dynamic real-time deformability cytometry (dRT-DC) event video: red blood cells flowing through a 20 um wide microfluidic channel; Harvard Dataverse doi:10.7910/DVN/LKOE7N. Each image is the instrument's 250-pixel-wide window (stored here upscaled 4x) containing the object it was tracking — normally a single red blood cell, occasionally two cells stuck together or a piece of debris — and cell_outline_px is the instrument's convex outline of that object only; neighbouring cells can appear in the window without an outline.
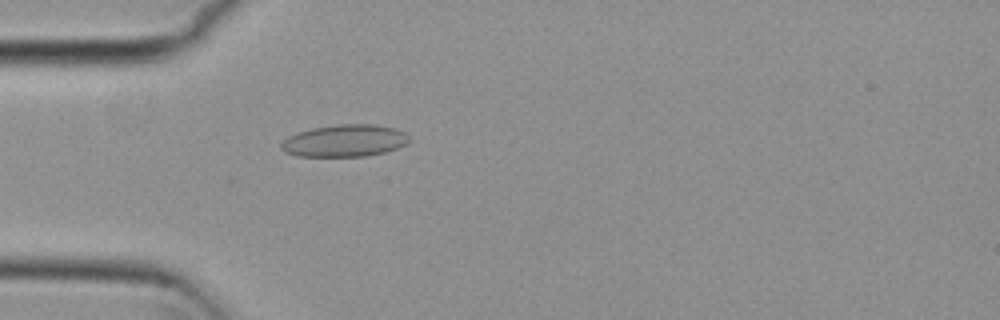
{"species": "common noctule bat (a hibernating species)", "species_latin": "Nyctalus noctula", "temperature_condition": "cold", "stored_images_in_passage": 46, "camera_frame_rate_fps": 3000, "um_per_image_px": 0.085, "animal": {"sex": "female", "body_mass_g": 29.2, "forearm_length_mm": 56.3}, "frame": {"image": 1, "passage_image": 11, "time_ms": 3.333, "image_size_px": [1000, 320], "cell_outline_px": [[412, 140], [408, 144], [384, 152], [368, 156], [296, 156], [284, 152], [280, 148], [280, 144], [288, 136], [312, 128], [336, 124], [376, 124], [396, 128], [404, 132]], "centroid_in_image_um": [29.32, 11.96], "position_along_channel_um": 55.7, "area_um2": 24.16}}
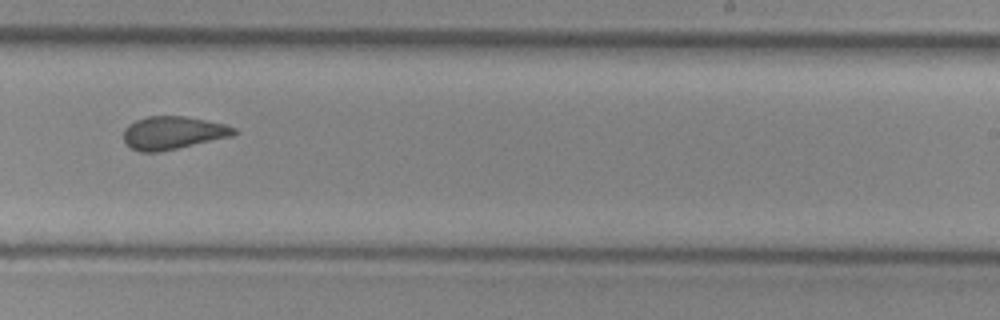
{"frame": {"image": 2, "passage_image": 29, "time_ms": 9.333, "image_size_px": [1000, 320], "cell_outline_px": [[240, 132], [232, 136], [160, 152], [140, 152], [124, 144], [124, 128], [128, 124], [136, 120], [148, 116], [184, 116], [224, 124], [236, 128]], "centroid_in_image_um": [14.68, 11.29], "position_along_channel_um": 274.3, "area_um2": 21.27}}
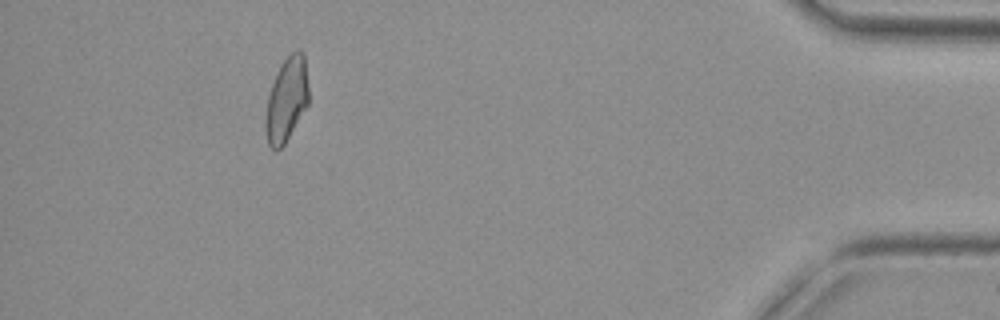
{"frame": {"image": 3, "passage_image": 45, "time_ms": 14.667, "image_size_px": [1000, 320], "cell_outline_px": [[308, 104], [284, 144], [276, 152], [268, 144], [264, 124], [264, 120], [268, 96], [272, 84], [280, 64], [296, 48], [300, 48], [304, 52], [308, 84]], "centroid_in_image_um": [24.35, 8.44], "position_along_channel_um": 410.8, "area_um2": 21.21}, "authors_computed_cell_mechanics": {"area_um2": 21.675, "velocity_mm_per_s": 3.7354, "shape_relaxation_time_tau1_ms": null, "shape_relaxation_time_tau2_ms": 2.1446, "deformation_change_tau1": null, "deformation_change_tau2": 0.0898}}